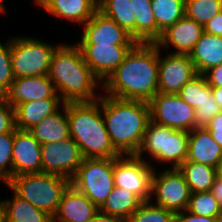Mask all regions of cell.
I'll list each match as a JSON object with an SVG mask.
<instances>
[{
    "instance_id": "60d3db41",
    "label": "cell",
    "mask_w": 222,
    "mask_h": 222,
    "mask_svg": "<svg viewBox=\"0 0 222 222\" xmlns=\"http://www.w3.org/2000/svg\"><path fill=\"white\" fill-rule=\"evenodd\" d=\"M202 75L211 87H222V64L206 70Z\"/></svg>"
},
{
    "instance_id": "d4e9b609",
    "label": "cell",
    "mask_w": 222,
    "mask_h": 222,
    "mask_svg": "<svg viewBox=\"0 0 222 222\" xmlns=\"http://www.w3.org/2000/svg\"><path fill=\"white\" fill-rule=\"evenodd\" d=\"M141 203L142 201L135 194L115 186L99 210L127 222Z\"/></svg>"
},
{
    "instance_id": "30bf717a",
    "label": "cell",
    "mask_w": 222,
    "mask_h": 222,
    "mask_svg": "<svg viewBox=\"0 0 222 222\" xmlns=\"http://www.w3.org/2000/svg\"><path fill=\"white\" fill-rule=\"evenodd\" d=\"M154 166L135 155H120L114 158V182L135 194L142 202L150 201L151 179Z\"/></svg>"
},
{
    "instance_id": "5bb4252c",
    "label": "cell",
    "mask_w": 222,
    "mask_h": 222,
    "mask_svg": "<svg viewBox=\"0 0 222 222\" xmlns=\"http://www.w3.org/2000/svg\"><path fill=\"white\" fill-rule=\"evenodd\" d=\"M86 64L103 84L134 45L77 44Z\"/></svg>"
},
{
    "instance_id": "74e56055",
    "label": "cell",
    "mask_w": 222,
    "mask_h": 222,
    "mask_svg": "<svg viewBox=\"0 0 222 222\" xmlns=\"http://www.w3.org/2000/svg\"><path fill=\"white\" fill-rule=\"evenodd\" d=\"M15 109L6 98L0 100V134L16 130Z\"/></svg>"
},
{
    "instance_id": "b9f144b4",
    "label": "cell",
    "mask_w": 222,
    "mask_h": 222,
    "mask_svg": "<svg viewBox=\"0 0 222 222\" xmlns=\"http://www.w3.org/2000/svg\"><path fill=\"white\" fill-rule=\"evenodd\" d=\"M204 32L216 36H222V11L206 23L204 26Z\"/></svg>"
},
{
    "instance_id": "ee69618b",
    "label": "cell",
    "mask_w": 222,
    "mask_h": 222,
    "mask_svg": "<svg viewBox=\"0 0 222 222\" xmlns=\"http://www.w3.org/2000/svg\"><path fill=\"white\" fill-rule=\"evenodd\" d=\"M210 192L222 208V180L216 178L214 184L211 186Z\"/></svg>"
},
{
    "instance_id": "bcb514c9",
    "label": "cell",
    "mask_w": 222,
    "mask_h": 222,
    "mask_svg": "<svg viewBox=\"0 0 222 222\" xmlns=\"http://www.w3.org/2000/svg\"><path fill=\"white\" fill-rule=\"evenodd\" d=\"M215 170H216V178L222 180V157L218 161Z\"/></svg>"
},
{
    "instance_id": "f1b7e54d",
    "label": "cell",
    "mask_w": 222,
    "mask_h": 222,
    "mask_svg": "<svg viewBox=\"0 0 222 222\" xmlns=\"http://www.w3.org/2000/svg\"><path fill=\"white\" fill-rule=\"evenodd\" d=\"M156 26L157 40L168 27L185 16V0H151Z\"/></svg>"
},
{
    "instance_id": "e0dca14e",
    "label": "cell",
    "mask_w": 222,
    "mask_h": 222,
    "mask_svg": "<svg viewBox=\"0 0 222 222\" xmlns=\"http://www.w3.org/2000/svg\"><path fill=\"white\" fill-rule=\"evenodd\" d=\"M203 33L204 26L184 16L162 32L155 43L163 50L173 46L174 54H190Z\"/></svg>"
},
{
    "instance_id": "8992f818",
    "label": "cell",
    "mask_w": 222,
    "mask_h": 222,
    "mask_svg": "<svg viewBox=\"0 0 222 222\" xmlns=\"http://www.w3.org/2000/svg\"><path fill=\"white\" fill-rule=\"evenodd\" d=\"M188 141L189 131L174 130L150 120L135 156L148 161L143 155L146 152L156 163H170V168H179L187 158Z\"/></svg>"
},
{
    "instance_id": "e575fe53",
    "label": "cell",
    "mask_w": 222,
    "mask_h": 222,
    "mask_svg": "<svg viewBox=\"0 0 222 222\" xmlns=\"http://www.w3.org/2000/svg\"><path fill=\"white\" fill-rule=\"evenodd\" d=\"M14 132L0 134V181L6 184L12 178V151Z\"/></svg>"
},
{
    "instance_id": "9c48e42d",
    "label": "cell",
    "mask_w": 222,
    "mask_h": 222,
    "mask_svg": "<svg viewBox=\"0 0 222 222\" xmlns=\"http://www.w3.org/2000/svg\"><path fill=\"white\" fill-rule=\"evenodd\" d=\"M159 174L154 168L151 179V197L154 204L172 212L179 213L187 209L191 191L184 175L178 168H163ZM157 173V174H156Z\"/></svg>"
},
{
    "instance_id": "ffe728a7",
    "label": "cell",
    "mask_w": 222,
    "mask_h": 222,
    "mask_svg": "<svg viewBox=\"0 0 222 222\" xmlns=\"http://www.w3.org/2000/svg\"><path fill=\"white\" fill-rule=\"evenodd\" d=\"M36 5L57 18L81 25L87 23L98 9L95 0H40Z\"/></svg>"
},
{
    "instance_id": "d590c367",
    "label": "cell",
    "mask_w": 222,
    "mask_h": 222,
    "mask_svg": "<svg viewBox=\"0 0 222 222\" xmlns=\"http://www.w3.org/2000/svg\"><path fill=\"white\" fill-rule=\"evenodd\" d=\"M8 41V42H7ZM6 43L0 41V89L6 93L14 81L11 63L10 39Z\"/></svg>"
},
{
    "instance_id": "816d5d0a",
    "label": "cell",
    "mask_w": 222,
    "mask_h": 222,
    "mask_svg": "<svg viewBox=\"0 0 222 222\" xmlns=\"http://www.w3.org/2000/svg\"><path fill=\"white\" fill-rule=\"evenodd\" d=\"M39 1H40V0H34V2H35L34 4H37Z\"/></svg>"
},
{
    "instance_id": "8d00e7d4",
    "label": "cell",
    "mask_w": 222,
    "mask_h": 222,
    "mask_svg": "<svg viewBox=\"0 0 222 222\" xmlns=\"http://www.w3.org/2000/svg\"><path fill=\"white\" fill-rule=\"evenodd\" d=\"M219 104L211 94L210 98L205 100L195 112V128H205L209 121L221 112Z\"/></svg>"
},
{
    "instance_id": "44dd1931",
    "label": "cell",
    "mask_w": 222,
    "mask_h": 222,
    "mask_svg": "<svg viewBox=\"0 0 222 222\" xmlns=\"http://www.w3.org/2000/svg\"><path fill=\"white\" fill-rule=\"evenodd\" d=\"M222 157V148L212 139L206 128L189 131L188 155L185 161L216 167Z\"/></svg>"
},
{
    "instance_id": "2e32d148",
    "label": "cell",
    "mask_w": 222,
    "mask_h": 222,
    "mask_svg": "<svg viewBox=\"0 0 222 222\" xmlns=\"http://www.w3.org/2000/svg\"><path fill=\"white\" fill-rule=\"evenodd\" d=\"M42 172L41 144L28 130L14 131L12 178L26 173Z\"/></svg>"
},
{
    "instance_id": "5b68a950",
    "label": "cell",
    "mask_w": 222,
    "mask_h": 222,
    "mask_svg": "<svg viewBox=\"0 0 222 222\" xmlns=\"http://www.w3.org/2000/svg\"><path fill=\"white\" fill-rule=\"evenodd\" d=\"M5 185L18 196L53 217L64 191L70 185V180L43 172L26 173L11 178Z\"/></svg>"
},
{
    "instance_id": "ba28073f",
    "label": "cell",
    "mask_w": 222,
    "mask_h": 222,
    "mask_svg": "<svg viewBox=\"0 0 222 222\" xmlns=\"http://www.w3.org/2000/svg\"><path fill=\"white\" fill-rule=\"evenodd\" d=\"M114 158H84L70 184L100 208L115 187Z\"/></svg>"
},
{
    "instance_id": "f546056e",
    "label": "cell",
    "mask_w": 222,
    "mask_h": 222,
    "mask_svg": "<svg viewBox=\"0 0 222 222\" xmlns=\"http://www.w3.org/2000/svg\"><path fill=\"white\" fill-rule=\"evenodd\" d=\"M191 193L210 191L216 179L215 167L185 161L179 168Z\"/></svg>"
},
{
    "instance_id": "ab89813d",
    "label": "cell",
    "mask_w": 222,
    "mask_h": 222,
    "mask_svg": "<svg viewBox=\"0 0 222 222\" xmlns=\"http://www.w3.org/2000/svg\"><path fill=\"white\" fill-rule=\"evenodd\" d=\"M175 222H220V217L198 216L184 210L176 213Z\"/></svg>"
},
{
    "instance_id": "cb8c5ba5",
    "label": "cell",
    "mask_w": 222,
    "mask_h": 222,
    "mask_svg": "<svg viewBox=\"0 0 222 222\" xmlns=\"http://www.w3.org/2000/svg\"><path fill=\"white\" fill-rule=\"evenodd\" d=\"M60 109L28 130L40 144L58 142L70 137L67 103Z\"/></svg>"
},
{
    "instance_id": "6da1fadb",
    "label": "cell",
    "mask_w": 222,
    "mask_h": 222,
    "mask_svg": "<svg viewBox=\"0 0 222 222\" xmlns=\"http://www.w3.org/2000/svg\"><path fill=\"white\" fill-rule=\"evenodd\" d=\"M106 95L149 102L159 92V47L137 42L103 83Z\"/></svg>"
},
{
    "instance_id": "1f68e13d",
    "label": "cell",
    "mask_w": 222,
    "mask_h": 222,
    "mask_svg": "<svg viewBox=\"0 0 222 222\" xmlns=\"http://www.w3.org/2000/svg\"><path fill=\"white\" fill-rule=\"evenodd\" d=\"M222 11V0H185V16L205 26Z\"/></svg>"
},
{
    "instance_id": "484cf974",
    "label": "cell",
    "mask_w": 222,
    "mask_h": 222,
    "mask_svg": "<svg viewBox=\"0 0 222 222\" xmlns=\"http://www.w3.org/2000/svg\"><path fill=\"white\" fill-rule=\"evenodd\" d=\"M13 198L4 199L6 222H52V217L18 196L12 189Z\"/></svg>"
},
{
    "instance_id": "7a4b0ae2",
    "label": "cell",
    "mask_w": 222,
    "mask_h": 222,
    "mask_svg": "<svg viewBox=\"0 0 222 222\" xmlns=\"http://www.w3.org/2000/svg\"><path fill=\"white\" fill-rule=\"evenodd\" d=\"M48 76L64 103L91 102L101 96L96 87L103 84L86 64L76 43H60L52 55Z\"/></svg>"
},
{
    "instance_id": "d6986e66",
    "label": "cell",
    "mask_w": 222,
    "mask_h": 222,
    "mask_svg": "<svg viewBox=\"0 0 222 222\" xmlns=\"http://www.w3.org/2000/svg\"><path fill=\"white\" fill-rule=\"evenodd\" d=\"M99 208L71 184L64 191L52 222H88Z\"/></svg>"
},
{
    "instance_id": "c3c4849f",
    "label": "cell",
    "mask_w": 222,
    "mask_h": 222,
    "mask_svg": "<svg viewBox=\"0 0 222 222\" xmlns=\"http://www.w3.org/2000/svg\"><path fill=\"white\" fill-rule=\"evenodd\" d=\"M3 0H0V13L5 14L6 13V6L3 4Z\"/></svg>"
},
{
    "instance_id": "603a6c76",
    "label": "cell",
    "mask_w": 222,
    "mask_h": 222,
    "mask_svg": "<svg viewBox=\"0 0 222 222\" xmlns=\"http://www.w3.org/2000/svg\"><path fill=\"white\" fill-rule=\"evenodd\" d=\"M189 55L197 74L222 64V36L204 32Z\"/></svg>"
},
{
    "instance_id": "7dc6e473",
    "label": "cell",
    "mask_w": 222,
    "mask_h": 222,
    "mask_svg": "<svg viewBox=\"0 0 222 222\" xmlns=\"http://www.w3.org/2000/svg\"><path fill=\"white\" fill-rule=\"evenodd\" d=\"M0 222H6V211L3 201H0Z\"/></svg>"
},
{
    "instance_id": "3957f363",
    "label": "cell",
    "mask_w": 222,
    "mask_h": 222,
    "mask_svg": "<svg viewBox=\"0 0 222 222\" xmlns=\"http://www.w3.org/2000/svg\"><path fill=\"white\" fill-rule=\"evenodd\" d=\"M101 111L114 149L120 155H135L151 120L149 102L105 93L101 94Z\"/></svg>"
},
{
    "instance_id": "8fae6325",
    "label": "cell",
    "mask_w": 222,
    "mask_h": 222,
    "mask_svg": "<svg viewBox=\"0 0 222 222\" xmlns=\"http://www.w3.org/2000/svg\"><path fill=\"white\" fill-rule=\"evenodd\" d=\"M151 121L174 130L195 129L196 110L178 94L158 92L150 101Z\"/></svg>"
},
{
    "instance_id": "f35d334b",
    "label": "cell",
    "mask_w": 222,
    "mask_h": 222,
    "mask_svg": "<svg viewBox=\"0 0 222 222\" xmlns=\"http://www.w3.org/2000/svg\"><path fill=\"white\" fill-rule=\"evenodd\" d=\"M205 128L210 132L212 139L222 148V111L215 115Z\"/></svg>"
},
{
    "instance_id": "f907efd6",
    "label": "cell",
    "mask_w": 222,
    "mask_h": 222,
    "mask_svg": "<svg viewBox=\"0 0 222 222\" xmlns=\"http://www.w3.org/2000/svg\"><path fill=\"white\" fill-rule=\"evenodd\" d=\"M220 222H222V208H221V214H220Z\"/></svg>"
},
{
    "instance_id": "681fc988",
    "label": "cell",
    "mask_w": 222,
    "mask_h": 222,
    "mask_svg": "<svg viewBox=\"0 0 222 222\" xmlns=\"http://www.w3.org/2000/svg\"><path fill=\"white\" fill-rule=\"evenodd\" d=\"M5 98V93L0 89V100Z\"/></svg>"
},
{
    "instance_id": "ac0fdd59",
    "label": "cell",
    "mask_w": 222,
    "mask_h": 222,
    "mask_svg": "<svg viewBox=\"0 0 222 222\" xmlns=\"http://www.w3.org/2000/svg\"><path fill=\"white\" fill-rule=\"evenodd\" d=\"M5 98L14 107L29 101L60 98L48 75L14 78Z\"/></svg>"
},
{
    "instance_id": "277c9868",
    "label": "cell",
    "mask_w": 222,
    "mask_h": 222,
    "mask_svg": "<svg viewBox=\"0 0 222 222\" xmlns=\"http://www.w3.org/2000/svg\"><path fill=\"white\" fill-rule=\"evenodd\" d=\"M70 137L78 144L84 158H117L105 128L101 96L91 102L67 103Z\"/></svg>"
},
{
    "instance_id": "836d02e7",
    "label": "cell",
    "mask_w": 222,
    "mask_h": 222,
    "mask_svg": "<svg viewBox=\"0 0 222 222\" xmlns=\"http://www.w3.org/2000/svg\"><path fill=\"white\" fill-rule=\"evenodd\" d=\"M186 210L206 217H220L221 214V207L210 191L191 193Z\"/></svg>"
},
{
    "instance_id": "7c38bea8",
    "label": "cell",
    "mask_w": 222,
    "mask_h": 222,
    "mask_svg": "<svg viewBox=\"0 0 222 222\" xmlns=\"http://www.w3.org/2000/svg\"><path fill=\"white\" fill-rule=\"evenodd\" d=\"M41 153L43 173L61 176L70 181L84 159L80 147L71 137L41 144Z\"/></svg>"
},
{
    "instance_id": "d6a6232c",
    "label": "cell",
    "mask_w": 222,
    "mask_h": 222,
    "mask_svg": "<svg viewBox=\"0 0 222 222\" xmlns=\"http://www.w3.org/2000/svg\"><path fill=\"white\" fill-rule=\"evenodd\" d=\"M152 203L143 201L127 222H175L174 212Z\"/></svg>"
},
{
    "instance_id": "9a60e30c",
    "label": "cell",
    "mask_w": 222,
    "mask_h": 222,
    "mask_svg": "<svg viewBox=\"0 0 222 222\" xmlns=\"http://www.w3.org/2000/svg\"><path fill=\"white\" fill-rule=\"evenodd\" d=\"M81 40L76 44L135 45L137 41L114 20L98 9L83 25Z\"/></svg>"
},
{
    "instance_id": "4dcf8cb0",
    "label": "cell",
    "mask_w": 222,
    "mask_h": 222,
    "mask_svg": "<svg viewBox=\"0 0 222 222\" xmlns=\"http://www.w3.org/2000/svg\"><path fill=\"white\" fill-rule=\"evenodd\" d=\"M211 94L212 88L202 74H197L189 82L184 84L178 93L182 100L195 110L200 107L205 100L210 98Z\"/></svg>"
},
{
    "instance_id": "7402d4cb",
    "label": "cell",
    "mask_w": 222,
    "mask_h": 222,
    "mask_svg": "<svg viewBox=\"0 0 222 222\" xmlns=\"http://www.w3.org/2000/svg\"><path fill=\"white\" fill-rule=\"evenodd\" d=\"M63 105L64 102L61 98H49L16 104L14 106L16 128L19 130H29L46 117L57 112Z\"/></svg>"
},
{
    "instance_id": "83f0119b",
    "label": "cell",
    "mask_w": 222,
    "mask_h": 222,
    "mask_svg": "<svg viewBox=\"0 0 222 222\" xmlns=\"http://www.w3.org/2000/svg\"><path fill=\"white\" fill-rule=\"evenodd\" d=\"M98 10L114 20L135 39V14L132 0H100Z\"/></svg>"
},
{
    "instance_id": "4fadbf2b",
    "label": "cell",
    "mask_w": 222,
    "mask_h": 222,
    "mask_svg": "<svg viewBox=\"0 0 222 222\" xmlns=\"http://www.w3.org/2000/svg\"><path fill=\"white\" fill-rule=\"evenodd\" d=\"M159 49V92L178 94L197 75L189 54L170 53L161 58Z\"/></svg>"
},
{
    "instance_id": "4316f807",
    "label": "cell",
    "mask_w": 222,
    "mask_h": 222,
    "mask_svg": "<svg viewBox=\"0 0 222 222\" xmlns=\"http://www.w3.org/2000/svg\"><path fill=\"white\" fill-rule=\"evenodd\" d=\"M135 14V40L141 43L157 41L156 20L151 7V0H132Z\"/></svg>"
},
{
    "instance_id": "f6af8a7d",
    "label": "cell",
    "mask_w": 222,
    "mask_h": 222,
    "mask_svg": "<svg viewBox=\"0 0 222 222\" xmlns=\"http://www.w3.org/2000/svg\"><path fill=\"white\" fill-rule=\"evenodd\" d=\"M212 95L214 96L215 101L219 104V107L222 110V87H211Z\"/></svg>"
},
{
    "instance_id": "7bdbcfd3",
    "label": "cell",
    "mask_w": 222,
    "mask_h": 222,
    "mask_svg": "<svg viewBox=\"0 0 222 222\" xmlns=\"http://www.w3.org/2000/svg\"><path fill=\"white\" fill-rule=\"evenodd\" d=\"M88 222H123L120 218L103 213L100 210Z\"/></svg>"
},
{
    "instance_id": "52a82bcc",
    "label": "cell",
    "mask_w": 222,
    "mask_h": 222,
    "mask_svg": "<svg viewBox=\"0 0 222 222\" xmlns=\"http://www.w3.org/2000/svg\"><path fill=\"white\" fill-rule=\"evenodd\" d=\"M41 40L30 36L10 38L14 78L49 74L52 55L60 44H49Z\"/></svg>"
}]
</instances>
